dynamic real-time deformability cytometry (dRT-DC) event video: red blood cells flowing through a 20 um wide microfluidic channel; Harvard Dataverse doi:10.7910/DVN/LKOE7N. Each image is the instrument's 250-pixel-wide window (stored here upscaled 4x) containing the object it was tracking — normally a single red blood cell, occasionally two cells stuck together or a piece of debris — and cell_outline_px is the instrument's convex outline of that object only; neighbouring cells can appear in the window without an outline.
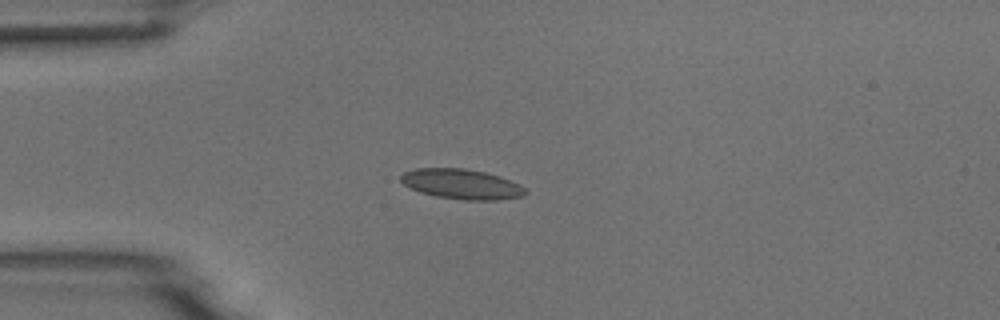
{"species": "common noctule bat (a hibernating species)", "species_latin": "Nyctalus noctula", "temperature_condition": "room temperature", "stored_images_in_passage": 5, "camera_frame_rate_fps": 3000, "um_per_image_px": 0.085, "animal": {"sex": "male", "body_mass_g": 18.8}, "frame": {"image": 1, "passage_image": 5, "time_ms": 6.333, "image_size_px": [1000, 320], "cell_outline_px": [[528, 192], [524, 196], [496, 200], [464, 200], [436, 196], [420, 192], [404, 184], [400, 180], [400, 176], [404, 172], [416, 168], [464, 168], [484, 172], [500, 176], [520, 184]], "centroid_in_image_um": [39.26, 15.65], "position_along_channel_um": 45.7, "area_um2": 21.79}}